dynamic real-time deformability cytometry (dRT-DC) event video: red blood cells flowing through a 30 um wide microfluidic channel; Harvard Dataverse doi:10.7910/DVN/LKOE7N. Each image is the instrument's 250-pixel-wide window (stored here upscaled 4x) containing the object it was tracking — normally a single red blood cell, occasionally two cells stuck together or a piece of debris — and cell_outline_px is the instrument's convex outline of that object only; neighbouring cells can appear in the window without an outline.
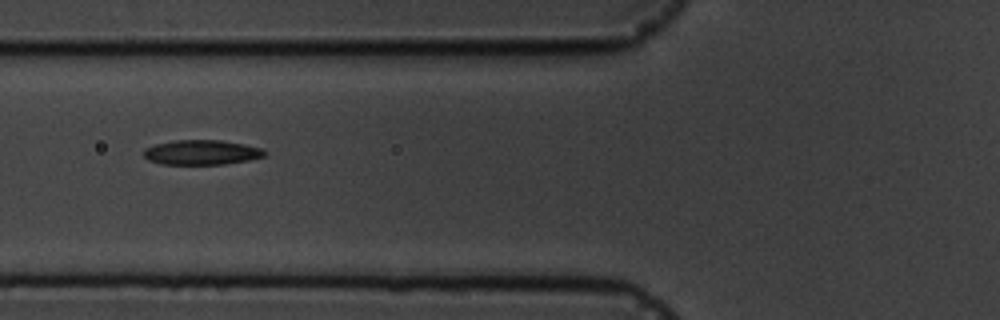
{"species": "common noctule bat (a hibernating species)", "species_latin": "Nyctalus noctula", "temperature_condition": "cold", "stored_images_in_passage": 4, "camera_frame_rate_fps": 3000, "um_per_image_px": 0.085, "animal": {"sex": "male", "body_mass_g": 19.5, "forearm_length_mm": 54.6}, "frame": {"image": 1, "passage_image": 3, "time_ms": 2.333, "image_size_px": [1000, 320], "cell_outline_px": [[268, 152], [264, 156], [248, 160], [224, 164], [160, 164], [148, 160], [144, 156], [144, 148], [156, 144], [176, 140], [220, 140], [244, 144], [264, 148]], "centroid_in_image_um": [17.16, 12.95], "position_along_channel_um": 108.6, "area_um2": 17.51}}
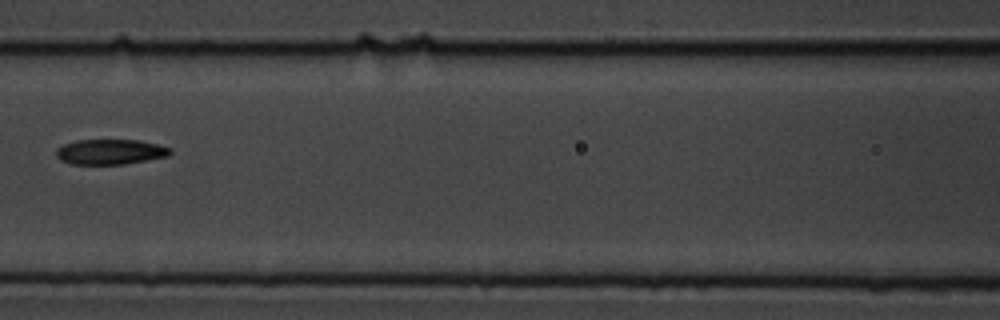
{"frame": {"image": 2, "passage_image": 4, "time_ms": 3.667, "image_size_px": [1000, 320], "cell_outline_px": [[172, 152], [168, 156], [124, 164], [72, 164], [60, 160], [56, 156], [56, 148], [64, 144], [76, 140], [140, 140], [172, 148]], "centroid_in_image_um": [9.36, 12.9], "position_along_channel_um": 157.2, "area_um2": 16.76}}